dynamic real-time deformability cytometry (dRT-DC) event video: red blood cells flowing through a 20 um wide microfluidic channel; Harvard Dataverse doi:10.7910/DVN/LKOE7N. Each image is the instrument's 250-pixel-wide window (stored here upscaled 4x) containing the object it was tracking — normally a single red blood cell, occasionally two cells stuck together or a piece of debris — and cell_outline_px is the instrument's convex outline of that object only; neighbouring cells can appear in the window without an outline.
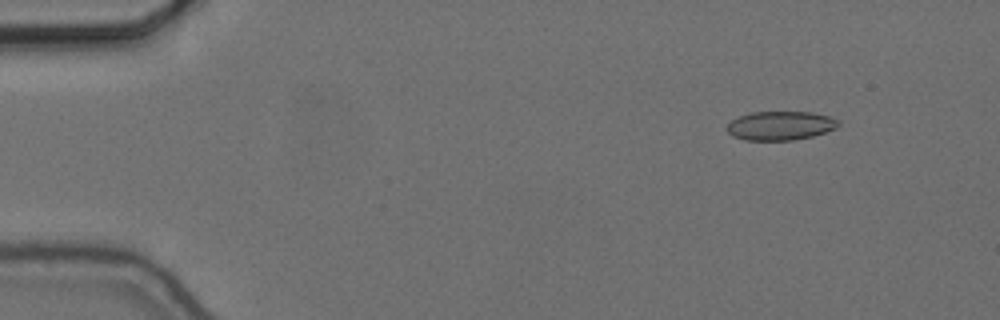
{"species": "common noctule bat (a hibernating species)", "species_latin": "Nyctalus noctula", "temperature_condition": "cold", "stored_images_in_passage": 57, "camera_frame_rate_fps": 3000, "um_per_image_px": 0.085, "animal": {"sex": "female", "body_mass_g": 24.6, "forearm_length_mm": 56.2}, "frame": {"image": 1, "passage_image": 7, "time_ms": 2.0, "image_size_px": [1000, 320], "cell_outline_px": [[840, 124], [836, 128], [812, 136], [792, 140], [744, 140], [732, 136], [724, 128], [732, 120], [740, 116], [752, 112], [812, 112], [832, 116], [840, 120]], "centroid_in_image_um": [66.34, 10.68], "position_along_channel_um": 18.7, "area_um2": 18.9}}
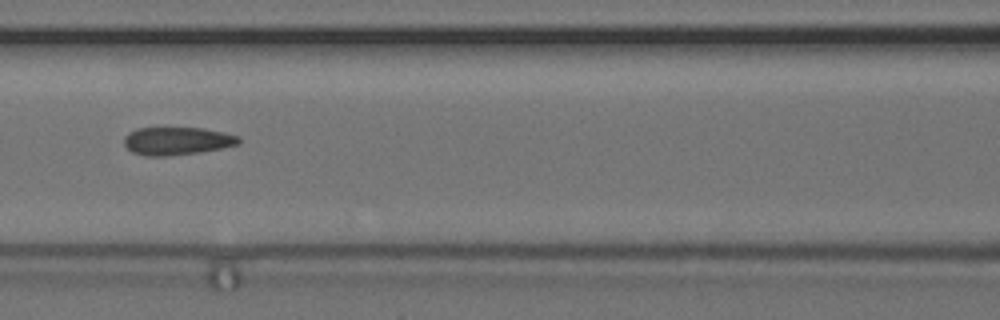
{"frame": {"image": 2, "passage_image": 26, "time_ms": 8.333, "image_size_px": [1000, 320], "cell_outline_px": [[240, 144], [200, 152], [168, 156], [144, 156], [132, 152], [124, 144], [124, 136], [128, 132], [136, 128], [204, 128], [224, 132], [240, 136]], "centroid_in_image_um": [15.04, 11.98], "position_along_channel_um": 151.6, "area_um2": 18.79}}
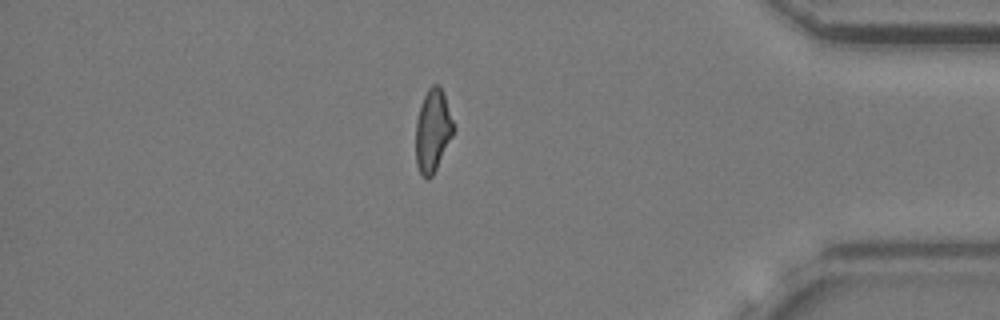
{"frame": {"image": 3, "passage_image": 49, "time_ms": 16.0, "image_size_px": [1000, 320], "cell_outline_px": [[456, 128], [432, 176], [428, 180], [424, 180], [416, 164], [416, 120], [420, 104], [428, 88], [432, 84], [440, 84]], "centroid_in_image_um": [36.78, 11.09], "position_along_channel_um": 398.4, "area_um2": 18.26}, "authors_computed_cell_mechanics": {"area_um2": 18.785, "velocity_mm_per_s": 3.6661, "shape_relaxation_time_tau1_ms": 6.3342, "shape_relaxation_time_tau2_ms": 2.4252, "deformation_change_tau1": 0.1234, "deformation_change_tau2": 0.1011}}